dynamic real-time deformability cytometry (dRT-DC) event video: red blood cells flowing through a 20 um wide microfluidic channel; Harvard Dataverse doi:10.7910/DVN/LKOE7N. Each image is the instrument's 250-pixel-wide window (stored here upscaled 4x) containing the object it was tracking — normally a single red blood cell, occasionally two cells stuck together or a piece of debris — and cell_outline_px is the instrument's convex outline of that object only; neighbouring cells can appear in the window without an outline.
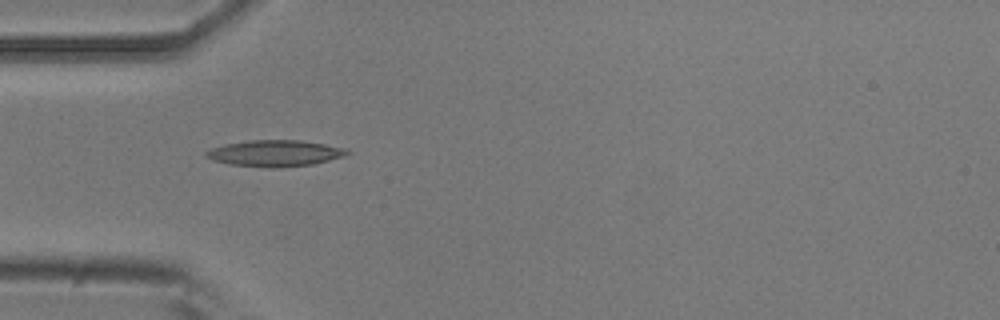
{"species": "common noctule bat (a hibernating species)", "species_latin": "Nyctalus noctula", "temperature_condition": "room temperature", "stored_images_in_passage": 3, "camera_frame_rate_fps": 3000, "um_per_image_px": 0.085, "animal": {"sex": "male", "body_mass_g": 20.5, "forearm_length_mm": 52.5}, "frame": {"image": 1, "passage_image": 2, "time_ms": 0.333, "image_size_px": [1000, 320], "cell_outline_px": [[352, 152], [344, 156], [312, 164], [276, 168], [272, 168], [228, 164], [212, 160], [204, 156], [204, 152], [212, 148], [224, 144], [252, 140], [300, 140], [348, 148]], "centroid_in_image_um": [23.37, 13.02], "position_along_channel_um": 61.6, "area_um2": 21.68}}
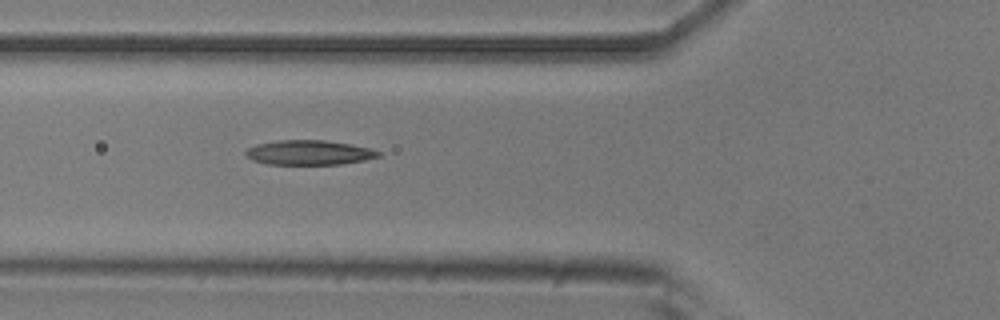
{"frame": {"image": 2, "passage_image": 3, "time_ms": 0.667, "image_size_px": [1000, 320], "cell_outline_px": [[380, 156], [364, 160], [340, 164], [268, 164], [252, 160], [244, 152], [248, 148], [256, 144], [280, 140], [324, 140], [372, 148], [380, 152]], "centroid_in_image_um": [26.27, 12.96], "position_along_channel_um": 99.5, "area_um2": 18.9}}